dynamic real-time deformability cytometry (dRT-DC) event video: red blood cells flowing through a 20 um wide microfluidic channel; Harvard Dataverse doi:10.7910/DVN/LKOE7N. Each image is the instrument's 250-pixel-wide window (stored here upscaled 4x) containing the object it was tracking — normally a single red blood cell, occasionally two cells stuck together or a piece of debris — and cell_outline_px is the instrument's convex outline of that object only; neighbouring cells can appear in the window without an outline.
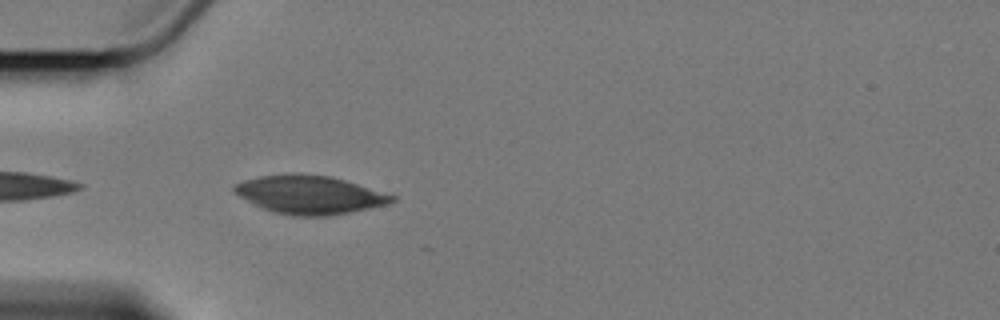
{"species": "Egyptian fruit bat (a non-hibernating species)", "species_latin": "Rousettus aegyptiacus", "temperature_condition": "cold", "stored_images_in_passage": 3, "camera_frame_rate_fps": 3000, "um_per_image_px": 0.085, "animal": {"sex": "female"}, "frame": {"image": 1, "passage_image": 3, "time_ms": 2.333, "image_size_px": [1000, 320], "cell_outline_px": [[396, 200], [388, 204], [328, 216], [292, 216], [276, 212], [264, 208], [240, 196], [232, 188], [236, 184], [244, 180], [260, 176], [328, 176], [344, 180], [396, 196]], "centroid_in_image_um": [26.36, 16.59], "position_along_channel_um": 58.6, "area_um2": 33.81}}